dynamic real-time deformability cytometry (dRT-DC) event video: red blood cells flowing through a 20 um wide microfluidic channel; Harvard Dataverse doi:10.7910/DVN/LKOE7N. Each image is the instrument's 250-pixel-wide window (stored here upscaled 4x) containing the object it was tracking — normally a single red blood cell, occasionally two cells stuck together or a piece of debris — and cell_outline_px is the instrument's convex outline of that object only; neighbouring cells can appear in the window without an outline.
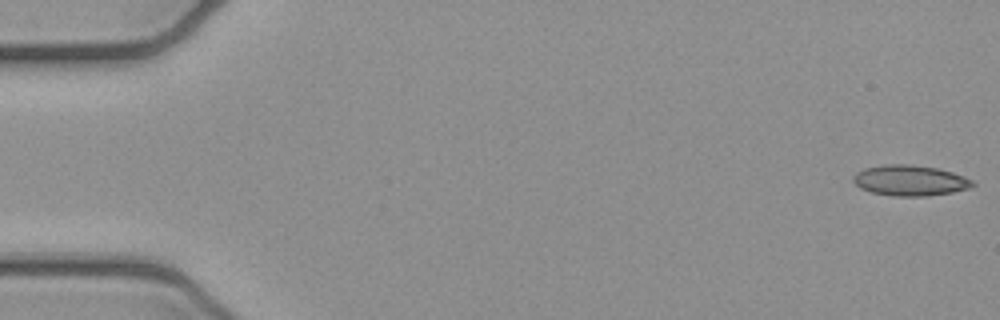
{"species": "common noctule bat (a hibernating species)", "species_latin": "Nyctalus noctula", "temperature_condition": "cold", "stored_images_in_passage": 5, "camera_frame_rate_fps": 3000, "um_per_image_px": 0.085, "animal": {"sex": "female", "body_mass_g": 21.9}, "frame": {"image": 1, "passage_image": 1, "time_ms": 0.0, "image_size_px": [1000, 320], "cell_outline_px": [[976, 184], [968, 188], [952, 192], [928, 196], [896, 196], [872, 192], [860, 188], [852, 180], [852, 176], [856, 172], [864, 168], [884, 164], [912, 164], [940, 168], [964, 176], [972, 180]], "centroid_in_image_um": [77.34, 15.32], "position_along_channel_um": 7.7, "area_um2": 21.44}}
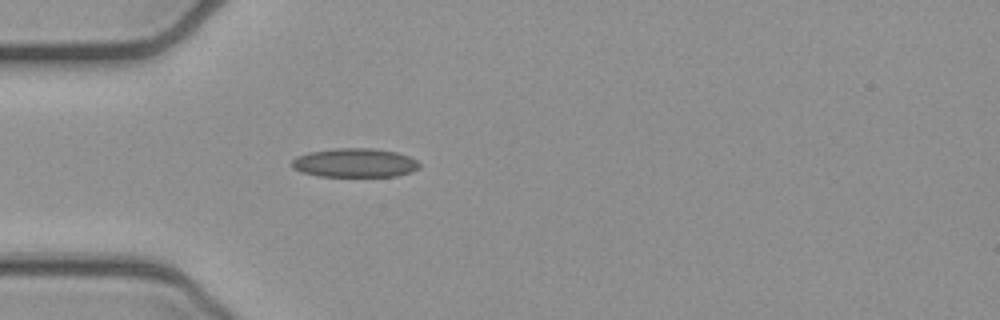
{"frame": {"image": 2, "passage_image": 5, "time_ms": 1.333, "image_size_px": [1000, 320], "cell_outline_px": [[420, 168], [412, 172], [396, 176], [320, 176], [300, 172], [292, 168], [292, 160], [296, 156], [308, 152], [336, 148], [372, 148], [396, 152], [408, 156], [416, 160], [420, 164]], "centroid_in_image_um": [30.15, 13.84], "position_along_channel_um": 54.9, "area_um2": 21.62}}